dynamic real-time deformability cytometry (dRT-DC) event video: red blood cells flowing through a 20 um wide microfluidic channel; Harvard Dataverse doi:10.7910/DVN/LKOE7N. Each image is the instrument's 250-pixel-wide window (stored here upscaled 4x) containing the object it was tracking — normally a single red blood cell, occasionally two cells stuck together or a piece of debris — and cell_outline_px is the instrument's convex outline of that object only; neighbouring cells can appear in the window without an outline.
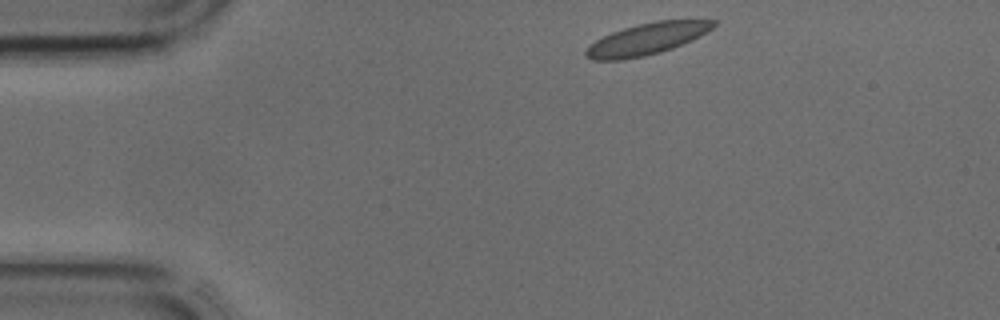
{"species": "common noctule bat (a hibernating species)", "species_latin": "Nyctalus noctula", "temperature_condition": "cold", "stored_images_in_passage": 37, "camera_frame_rate_fps": 3000, "um_per_image_px": 0.085, "animal": {"sex": "male", "body_mass_g": 17.9, "forearm_length_mm": 54.2}, "frame": {"image": 1, "passage_image": 1, "time_ms": 0.0, "image_size_px": [1000, 320], "cell_outline_px": [[716, 24], [712, 28], [700, 36], [692, 40], [672, 48], [660, 52], [644, 56], [620, 60], [592, 60], [584, 56], [584, 52], [588, 44], [612, 32], [624, 28], [656, 20], [716, 20]], "centroid_in_image_um": [54.95, 3.32], "position_along_channel_um": 30.1, "area_um2": 23.41}}
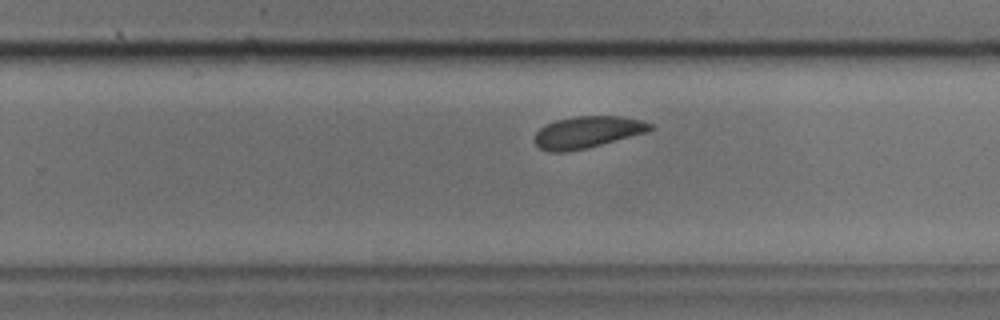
{"frame": {"image": 2, "passage_image": 21, "time_ms": 6.667, "image_size_px": [1000, 320], "cell_outline_px": [[652, 128], [648, 132], [588, 148], [564, 152], [552, 152], [540, 148], [532, 140], [536, 132], [544, 124], [556, 120], [576, 116], [620, 116], [640, 120], [652, 124]], "centroid_in_image_um": [49.89, 11.23], "position_along_channel_um": 279.9, "area_um2": 21.5}}
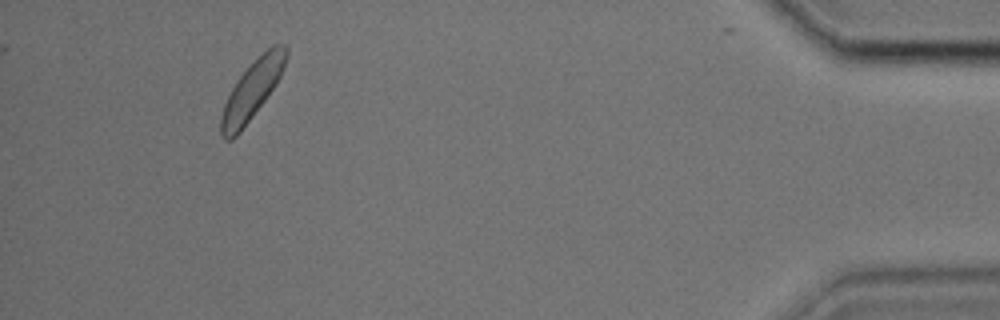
{"frame": {"image": 3, "passage_image": 34, "time_ms": 11.0, "image_size_px": [1000, 320], "cell_outline_px": [[288, 56], [284, 68], [276, 84], [240, 132], [232, 140], [224, 140], [220, 136], [220, 116], [224, 104], [236, 80], [272, 44], [288, 44]], "centroid_in_image_um": [21.42, 7.67], "position_along_channel_um": 413.8, "area_um2": 21.85}}